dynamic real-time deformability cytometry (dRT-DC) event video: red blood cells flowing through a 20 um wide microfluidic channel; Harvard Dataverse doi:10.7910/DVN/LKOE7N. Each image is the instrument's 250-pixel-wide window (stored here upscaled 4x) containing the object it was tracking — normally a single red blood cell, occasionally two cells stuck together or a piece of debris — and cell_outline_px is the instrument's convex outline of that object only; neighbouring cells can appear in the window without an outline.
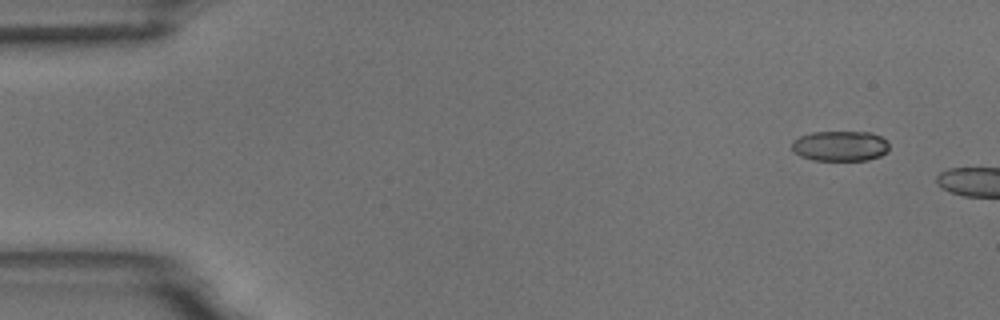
{"species": "common noctule bat (a hibernating species)", "species_latin": "Nyctalus noctula", "temperature_condition": "room temperature", "stored_images_in_passage": 5, "segment_of_instrument_passage": [2, 2], "camera_frame_rate_fps": 3000, "um_per_image_px": 0.085, "animal": {"sex": "male", "body_mass_g": 18.8}, "frame": {"image": 1, "passage_image": 5, "time_ms": 5.333, "image_size_px": [1000, 320], "cell_outline_px": [[888, 152], [880, 156], [868, 160], [812, 160], [800, 156], [792, 148], [792, 140], [800, 136], [812, 132], [872, 132], [880, 136], [888, 144]], "centroid_in_image_um": [71.41, 12.41], "position_along_channel_um": 13.6, "area_um2": 17.17}}